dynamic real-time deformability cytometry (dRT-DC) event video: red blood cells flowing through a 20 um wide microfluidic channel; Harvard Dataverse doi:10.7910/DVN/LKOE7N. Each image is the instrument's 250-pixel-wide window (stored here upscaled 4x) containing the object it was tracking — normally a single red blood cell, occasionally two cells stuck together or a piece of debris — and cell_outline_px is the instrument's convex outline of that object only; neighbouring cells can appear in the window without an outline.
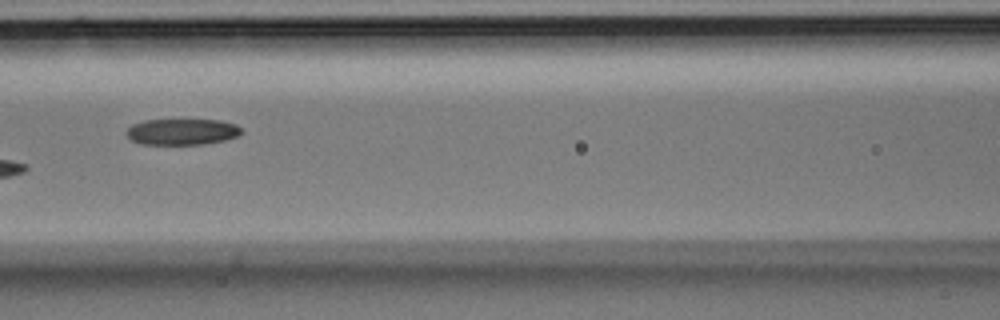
{"species": "Egyptian fruit bat (a non-hibernating species)", "species_latin": "Rousettus aegyptiacus", "temperature_condition": "room temperature", "stored_images_in_passage": 5, "camera_frame_rate_fps": 3000, "um_per_image_px": 0.085, "animal": {"sex": "male"}, "frame": {"image": 1, "passage_image": 5, "time_ms": 1.333, "image_size_px": [1000, 320], "cell_outline_px": [[244, 132], [240, 136], [224, 140], [204, 144], [140, 144], [132, 140], [124, 132], [132, 124], [144, 120], [220, 120], [236, 124]], "centroid_in_image_um": [15.49, 11.2], "position_along_channel_um": 151.1, "area_um2": 17.63}}